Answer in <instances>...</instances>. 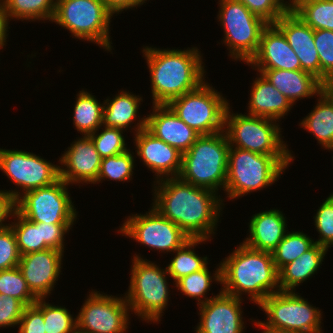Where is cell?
Instances as JSON below:
<instances>
[{"label": "cell", "mask_w": 333, "mask_h": 333, "mask_svg": "<svg viewBox=\"0 0 333 333\" xmlns=\"http://www.w3.org/2000/svg\"><path fill=\"white\" fill-rule=\"evenodd\" d=\"M154 182L152 207L181 228L190 239L210 238L211 241L224 204L221 196L179 177Z\"/></svg>", "instance_id": "1"}, {"label": "cell", "mask_w": 333, "mask_h": 333, "mask_svg": "<svg viewBox=\"0 0 333 333\" xmlns=\"http://www.w3.org/2000/svg\"><path fill=\"white\" fill-rule=\"evenodd\" d=\"M198 50L197 47L186 50L143 48L150 72L153 105H168L205 82L206 71Z\"/></svg>", "instance_id": "2"}, {"label": "cell", "mask_w": 333, "mask_h": 333, "mask_svg": "<svg viewBox=\"0 0 333 333\" xmlns=\"http://www.w3.org/2000/svg\"><path fill=\"white\" fill-rule=\"evenodd\" d=\"M221 264L222 292L259 305L269 295L280 291L279 274L270 252L252 249L241 243ZM276 289V290H274Z\"/></svg>", "instance_id": "3"}, {"label": "cell", "mask_w": 333, "mask_h": 333, "mask_svg": "<svg viewBox=\"0 0 333 333\" xmlns=\"http://www.w3.org/2000/svg\"><path fill=\"white\" fill-rule=\"evenodd\" d=\"M230 145L225 131L200 135L190 149L182 153L179 178L196 187L217 193L225 190Z\"/></svg>", "instance_id": "4"}, {"label": "cell", "mask_w": 333, "mask_h": 333, "mask_svg": "<svg viewBox=\"0 0 333 333\" xmlns=\"http://www.w3.org/2000/svg\"><path fill=\"white\" fill-rule=\"evenodd\" d=\"M291 161V156H271L230 147L224 190L227 197L236 199L269 187L279 180Z\"/></svg>", "instance_id": "5"}, {"label": "cell", "mask_w": 333, "mask_h": 333, "mask_svg": "<svg viewBox=\"0 0 333 333\" xmlns=\"http://www.w3.org/2000/svg\"><path fill=\"white\" fill-rule=\"evenodd\" d=\"M132 261L129 290L124 295L130 311L142 321L158 322L170 299L167 268L161 269L139 255H135Z\"/></svg>", "instance_id": "6"}, {"label": "cell", "mask_w": 333, "mask_h": 333, "mask_svg": "<svg viewBox=\"0 0 333 333\" xmlns=\"http://www.w3.org/2000/svg\"><path fill=\"white\" fill-rule=\"evenodd\" d=\"M276 120L265 117L225 112L224 131L230 147L241 148L271 156H294L282 140L281 128ZM281 137V138H280Z\"/></svg>", "instance_id": "7"}, {"label": "cell", "mask_w": 333, "mask_h": 333, "mask_svg": "<svg viewBox=\"0 0 333 333\" xmlns=\"http://www.w3.org/2000/svg\"><path fill=\"white\" fill-rule=\"evenodd\" d=\"M267 315V322L255 321L266 330L293 333H320L322 312L314 308L295 291H278L269 295L258 305Z\"/></svg>", "instance_id": "8"}, {"label": "cell", "mask_w": 333, "mask_h": 333, "mask_svg": "<svg viewBox=\"0 0 333 333\" xmlns=\"http://www.w3.org/2000/svg\"><path fill=\"white\" fill-rule=\"evenodd\" d=\"M112 16L102 0H56L52 22L69 30L75 38L95 42L111 51L109 24Z\"/></svg>", "instance_id": "9"}, {"label": "cell", "mask_w": 333, "mask_h": 333, "mask_svg": "<svg viewBox=\"0 0 333 333\" xmlns=\"http://www.w3.org/2000/svg\"><path fill=\"white\" fill-rule=\"evenodd\" d=\"M68 185L59 178L51 185L24 194L19 190H9L8 193L15 200L16 211L33 223L74 224L77 212Z\"/></svg>", "instance_id": "10"}, {"label": "cell", "mask_w": 333, "mask_h": 333, "mask_svg": "<svg viewBox=\"0 0 333 333\" xmlns=\"http://www.w3.org/2000/svg\"><path fill=\"white\" fill-rule=\"evenodd\" d=\"M218 19L224 30L223 43L229 55L245 63L255 56L263 29L268 25L237 0H220Z\"/></svg>", "instance_id": "11"}, {"label": "cell", "mask_w": 333, "mask_h": 333, "mask_svg": "<svg viewBox=\"0 0 333 333\" xmlns=\"http://www.w3.org/2000/svg\"><path fill=\"white\" fill-rule=\"evenodd\" d=\"M208 83L172 100L168 106L200 135L224 131L227 99Z\"/></svg>", "instance_id": "12"}, {"label": "cell", "mask_w": 333, "mask_h": 333, "mask_svg": "<svg viewBox=\"0 0 333 333\" xmlns=\"http://www.w3.org/2000/svg\"><path fill=\"white\" fill-rule=\"evenodd\" d=\"M129 217V218H128ZM118 230L122 236L161 252H174L181 248L190 238L175 223L163 217L153 207L146 214L128 216Z\"/></svg>", "instance_id": "13"}, {"label": "cell", "mask_w": 333, "mask_h": 333, "mask_svg": "<svg viewBox=\"0 0 333 333\" xmlns=\"http://www.w3.org/2000/svg\"><path fill=\"white\" fill-rule=\"evenodd\" d=\"M130 308L125 297L92 291L77 318L83 333H124L128 329Z\"/></svg>", "instance_id": "14"}, {"label": "cell", "mask_w": 333, "mask_h": 333, "mask_svg": "<svg viewBox=\"0 0 333 333\" xmlns=\"http://www.w3.org/2000/svg\"><path fill=\"white\" fill-rule=\"evenodd\" d=\"M0 170L25 192L45 187L56 182L59 166L33 153L0 148Z\"/></svg>", "instance_id": "15"}, {"label": "cell", "mask_w": 333, "mask_h": 333, "mask_svg": "<svg viewBox=\"0 0 333 333\" xmlns=\"http://www.w3.org/2000/svg\"><path fill=\"white\" fill-rule=\"evenodd\" d=\"M136 126L134 127L136 155L143 160L144 165L155 172V175L157 174V181L164 177H178L182 167V153L146 129V116L141 118Z\"/></svg>", "instance_id": "16"}, {"label": "cell", "mask_w": 333, "mask_h": 333, "mask_svg": "<svg viewBox=\"0 0 333 333\" xmlns=\"http://www.w3.org/2000/svg\"><path fill=\"white\" fill-rule=\"evenodd\" d=\"M242 299L222 291L199 305L200 322L196 333H242L245 328Z\"/></svg>", "instance_id": "17"}, {"label": "cell", "mask_w": 333, "mask_h": 333, "mask_svg": "<svg viewBox=\"0 0 333 333\" xmlns=\"http://www.w3.org/2000/svg\"><path fill=\"white\" fill-rule=\"evenodd\" d=\"M63 252L54 249L21 255L18 267L37 299L51 294L60 276Z\"/></svg>", "instance_id": "18"}, {"label": "cell", "mask_w": 333, "mask_h": 333, "mask_svg": "<svg viewBox=\"0 0 333 333\" xmlns=\"http://www.w3.org/2000/svg\"><path fill=\"white\" fill-rule=\"evenodd\" d=\"M102 157L96 151L92 139L84 135L72 142L59 158V176L67 184H96ZM83 182V183H82Z\"/></svg>", "instance_id": "19"}, {"label": "cell", "mask_w": 333, "mask_h": 333, "mask_svg": "<svg viewBox=\"0 0 333 333\" xmlns=\"http://www.w3.org/2000/svg\"><path fill=\"white\" fill-rule=\"evenodd\" d=\"M249 64L254 70H301L298 56L275 24H268L263 29L258 51Z\"/></svg>", "instance_id": "20"}, {"label": "cell", "mask_w": 333, "mask_h": 333, "mask_svg": "<svg viewBox=\"0 0 333 333\" xmlns=\"http://www.w3.org/2000/svg\"><path fill=\"white\" fill-rule=\"evenodd\" d=\"M274 24L283 32L298 56L301 70L313 74L321 81V67L314 43V30L293 11H286Z\"/></svg>", "instance_id": "21"}, {"label": "cell", "mask_w": 333, "mask_h": 333, "mask_svg": "<svg viewBox=\"0 0 333 333\" xmlns=\"http://www.w3.org/2000/svg\"><path fill=\"white\" fill-rule=\"evenodd\" d=\"M146 129L181 153L188 151L200 136L168 105H153V112L146 116Z\"/></svg>", "instance_id": "22"}, {"label": "cell", "mask_w": 333, "mask_h": 333, "mask_svg": "<svg viewBox=\"0 0 333 333\" xmlns=\"http://www.w3.org/2000/svg\"><path fill=\"white\" fill-rule=\"evenodd\" d=\"M285 218L277 209L254 214L249 223L250 235L243 243L252 249L272 253L288 231Z\"/></svg>", "instance_id": "23"}, {"label": "cell", "mask_w": 333, "mask_h": 333, "mask_svg": "<svg viewBox=\"0 0 333 333\" xmlns=\"http://www.w3.org/2000/svg\"><path fill=\"white\" fill-rule=\"evenodd\" d=\"M294 105L298 99L310 98L326 87L313 74L303 70H257ZM297 100V101H296Z\"/></svg>", "instance_id": "24"}, {"label": "cell", "mask_w": 333, "mask_h": 333, "mask_svg": "<svg viewBox=\"0 0 333 333\" xmlns=\"http://www.w3.org/2000/svg\"><path fill=\"white\" fill-rule=\"evenodd\" d=\"M252 83L247 115L279 120L287 115L293 104L280 93L261 73Z\"/></svg>", "instance_id": "25"}, {"label": "cell", "mask_w": 333, "mask_h": 333, "mask_svg": "<svg viewBox=\"0 0 333 333\" xmlns=\"http://www.w3.org/2000/svg\"><path fill=\"white\" fill-rule=\"evenodd\" d=\"M328 249L314 244L299 258L285 265L279 272L280 291H295L299 284L315 274L323 262Z\"/></svg>", "instance_id": "26"}, {"label": "cell", "mask_w": 333, "mask_h": 333, "mask_svg": "<svg viewBox=\"0 0 333 333\" xmlns=\"http://www.w3.org/2000/svg\"><path fill=\"white\" fill-rule=\"evenodd\" d=\"M318 96L315 108L299 125L313 134L318 143L328 150L333 147V93L325 87Z\"/></svg>", "instance_id": "27"}, {"label": "cell", "mask_w": 333, "mask_h": 333, "mask_svg": "<svg viewBox=\"0 0 333 333\" xmlns=\"http://www.w3.org/2000/svg\"><path fill=\"white\" fill-rule=\"evenodd\" d=\"M112 100H104L102 127L125 129L133 124L141 104L142 97L131 92L120 91ZM133 121V122H132Z\"/></svg>", "instance_id": "28"}, {"label": "cell", "mask_w": 333, "mask_h": 333, "mask_svg": "<svg viewBox=\"0 0 333 333\" xmlns=\"http://www.w3.org/2000/svg\"><path fill=\"white\" fill-rule=\"evenodd\" d=\"M104 103L98 100L89 92L81 90L76 97V104L73 112V124L76 130L83 135H90L102 126Z\"/></svg>", "instance_id": "29"}, {"label": "cell", "mask_w": 333, "mask_h": 333, "mask_svg": "<svg viewBox=\"0 0 333 333\" xmlns=\"http://www.w3.org/2000/svg\"><path fill=\"white\" fill-rule=\"evenodd\" d=\"M207 239H190L181 248L175 250L174 258L168 264L167 271L175 283L184 276L204 269L208 264V258L198 256L194 246L204 243Z\"/></svg>", "instance_id": "30"}, {"label": "cell", "mask_w": 333, "mask_h": 333, "mask_svg": "<svg viewBox=\"0 0 333 333\" xmlns=\"http://www.w3.org/2000/svg\"><path fill=\"white\" fill-rule=\"evenodd\" d=\"M293 12L313 30L333 31V0H299Z\"/></svg>", "instance_id": "31"}, {"label": "cell", "mask_w": 333, "mask_h": 333, "mask_svg": "<svg viewBox=\"0 0 333 333\" xmlns=\"http://www.w3.org/2000/svg\"><path fill=\"white\" fill-rule=\"evenodd\" d=\"M9 18L23 20H49L55 14L56 0H3Z\"/></svg>", "instance_id": "32"}, {"label": "cell", "mask_w": 333, "mask_h": 333, "mask_svg": "<svg viewBox=\"0 0 333 333\" xmlns=\"http://www.w3.org/2000/svg\"><path fill=\"white\" fill-rule=\"evenodd\" d=\"M314 244V240L303 232H287L272 252L277 271L279 272L285 265L299 258Z\"/></svg>", "instance_id": "33"}, {"label": "cell", "mask_w": 333, "mask_h": 333, "mask_svg": "<svg viewBox=\"0 0 333 333\" xmlns=\"http://www.w3.org/2000/svg\"><path fill=\"white\" fill-rule=\"evenodd\" d=\"M11 217L17 222L10 224L13 229L20 255L29 254L49 249L41 234V223H33L21 216L16 210Z\"/></svg>", "instance_id": "34"}, {"label": "cell", "mask_w": 333, "mask_h": 333, "mask_svg": "<svg viewBox=\"0 0 333 333\" xmlns=\"http://www.w3.org/2000/svg\"><path fill=\"white\" fill-rule=\"evenodd\" d=\"M212 280L221 284V265H219V267L215 270L213 276H211L210 271L206 266L200 271L191 273L179 279L175 283V287H177V289L184 295L193 299L195 298L198 301L197 305L199 306L211 299L206 298L205 295L207 294V291H210L211 282H213Z\"/></svg>", "instance_id": "35"}, {"label": "cell", "mask_w": 333, "mask_h": 333, "mask_svg": "<svg viewBox=\"0 0 333 333\" xmlns=\"http://www.w3.org/2000/svg\"><path fill=\"white\" fill-rule=\"evenodd\" d=\"M128 149L124 153L102 158L97 182L104 179L127 181L132 179L134 169V156Z\"/></svg>", "instance_id": "36"}, {"label": "cell", "mask_w": 333, "mask_h": 333, "mask_svg": "<svg viewBox=\"0 0 333 333\" xmlns=\"http://www.w3.org/2000/svg\"><path fill=\"white\" fill-rule=\"evenodd\" d=\"M0 294L12 296L20 300L25 306H31L37 302V298L28 288L18 266L0 270Z\"/></svg>", "instance_id": "37"}, {"label": "cell", "mask_w": 333, "mask_h": 333, "mask_svg": "<svg viewBox=\"0 0 333 333\" xmlns=\"http://www.w3.org/2000/svg\"><path fill=\"white\" fill-rule=\"evenodd\" d=\"M101 129V133L98 134L99 129H97L88 136L92 139L96 151L102 158L124 153L128 150L122 135L123 129L106 126Z\"/></svg>", "instance_id": "38"}, {"label": "cell", "mask_w": 333, "mask_h": 333, "mask_svg": "<svg viewBox=\"0 0 333 333\" xmlns=\"http://www.w3.org/2000/svg\"><path fill=\"white\" fill-rule=\"evenodd\" d=\"M43 318L46 333H74L77 330V318H73L67 308L46 303L45 299Z\"/></svg>", "instance_id": "39"}, {"label": "cell", "mask_w": 333, "mask_h": 333, "mask_svg": "<svg viewBox=\"0 0 333 333\" xmlns=\"http://www.w3.org/2000/svg\"><path fill=\"white\" fill-rule=\"evenodd\" d=\"M314 43L321 67V82L327 86L333 80V31L314 30Z\"/></svg>", "instance_id": "40"}, {"label": "cell", "mask_w": 333, "mask_h": 333, "mask_svg": "<svg viewBox=\"0 0 333 333\" xmlns=\"http://www.w3.org/2000/svg\"><path fill=\"white\" fill-rule=\"evenodd\" d=\"M313 218L316 231L320 234V239L314 242L328 249L333 246V193L322 203Z\"/></svg>", "instance_id": "41"}, {"label": "cell", "mask_w": 333, "mask_h": 333, "mask_svg": "<svg viewBox=\"0 0 333 333\" xmlns=\"http://www.w3.org/2000/svg\"><path fill=\"white\" fill-rule=\"evenodd\" d=\"M21 255L11 226L0 230V270L18 266Z\"/></svg>", "instance_id": "42"}, {"label": "cell", "mask_w": 333, "mask_h": 333, "mask_svg": "<svg viewBox=\"0 0 333 333\" xmlns=\"http://www.w3.org/2000/svg\"><path fill=\"white\" fill-rule=\"evenodd\" d=\"M18 333H46L43 318V299L26 306L19 322Z\"/></svg>", "instance_id": "43"}, {"label": "cell", "mask_w": 333, "mask_h": 333, "mask_svg": "<svg viewBox=\"0 0 333 333\" xmlns=\"http://www.w3.org/2000/svg\"><path fill=\"white\" fill-rule=\"evenodd\" d=\"M268 24H274L287 10L276 0H237Z\"/></svg>", "instance_id": "44"}, {"label": "cell", "mask_w": 333, "mask_h": 333, "mask_svg": "<svg viewBox=\"0 0 333 333\" xmlns=\"http://www.w3.org/2000/svg\"><path fill=\"white\" fill-rule=\"evenodd\" d=\"M25 307L20 300L0 294V327L19 325Z\"/></svg>", "instance_id": "45"}, {"label": "cell", "mask_w": 333, "mask_h": 333, "mask_svg": "<svg viewBox=\"0 0 333 333\" xmlns=\"http://www.w3.org/2000/svg\"><path fill=\"white\" fill-rule=\"evenodd\" d=\"M73 224H46L41 223V234L45 245L49 249L59 250L64 253V236Z\"/></svg>", "instance_id": "46"}, {"label": "cell", "mask_w": 333, "mask_h": 333, "mask_svg": "<svg viewBox=\"0 0 333 333\" xmlns=\"http://www.w3.org/2000/svg\"><path fill=\"white\" fill-rule=\"evenodd\" d=\"M15 210L13 197L7 190H0V230L10 226V224L4 225L3 222L8 219L7 217L12 216Z\"/></svg>", "instance_id": "47"}, {"label": "cell", "mask_w": 333, "mask_h": 333, "mask_svg": "<svg viewBox=\"0 0 333 333\" xmlns=\"http://www.w3.org/2000/svg\"><path fill=\"white\" fill-rule=\"evenodd\" d=\"M147 0H102L107 10L112 14L143 5Z\"/></svg>", "instance_id": "48"}, {"label": "cell", "mask_w": 333, "mask_h": 333, "mask_svg": "<svg viewBox=\"0 0 333 333\" xmlns=\"http://www.w3.org/2000/svg\"><path fill=\"white\" fill-rule=\"evenodd\" d=\"M9 15L3 0H0V46L6 45Z\"/></svg>", "instance_id": "49"}, {"label": "cell", "mask_w": 333, "mask_h": 333, "mask_svg": "<svg viewBox=\"0 0 333 333\" xmlns=\"http://www.w3.org/2000/svg\"><path fill=\"white\" fill-rule=\"evenodd\" d=\"M282 7H284L287 11H293L298 5L299 0H289L290 3H284V0H276Z\"/></svg>", "instance_id": "50"}, {"label": "cell", "mask_w": 333, "mask_h": 333, "mask_svg": "<svg viewBox=\"0 0 333 333\" xmlns=\"http://www.w3.org/2000/svg\"><path fill=\"white\" fill-rule=\"evenodd\" d=\"M262 330H263L262 333H293V332L280 331V330H266V329H262Z\"/></svg>", "instance_id": "51"}, {"label": "cell", "mask_w": 333, "mask_h": 333, "mask_svg": "<svg viewBox=\"0 0 333 333\" xmlns=\"http://www.w3.org/2000/svg\"><path fill=\"white\" fill-rule=\"evenodd\" d=\"M326 87L333 93V80Z\"/></svg>", "instance_id": "52"}, {"label": "cell", "mask_w": 333, "mask_h": 333, "mask_svg": "<svg viewBox=\"0 0 333 333\" xmlns=\"http://www.w3.org/2000/svg\"><path fill=\"white\" fill-rule=\"evenodd\" d=\"M74 333H83V332H81V331H79V330L77 329Z\"/></svg>", "instance_id": "53"}]
</instances>
